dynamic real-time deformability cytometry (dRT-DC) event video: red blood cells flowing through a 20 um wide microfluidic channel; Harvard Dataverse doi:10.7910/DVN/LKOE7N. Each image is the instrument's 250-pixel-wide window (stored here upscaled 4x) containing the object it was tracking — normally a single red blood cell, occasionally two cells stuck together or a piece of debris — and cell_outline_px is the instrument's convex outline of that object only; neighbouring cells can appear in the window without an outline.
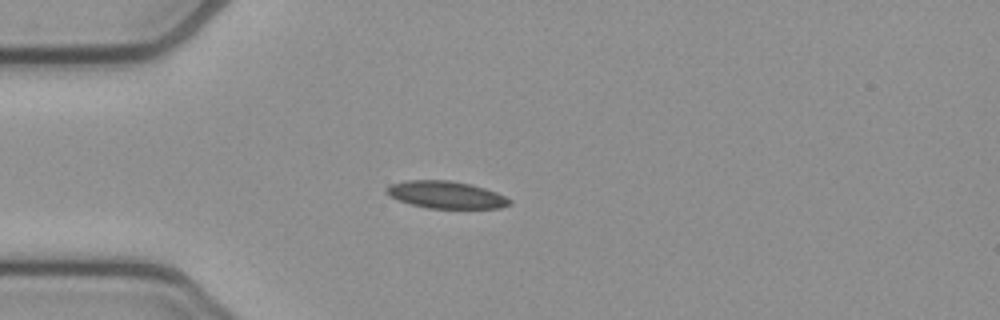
{"species": "common noctule bat (a hibernating species)", "species_latin": "Nyctalus noctula", "temperature_condition": "cold", "stored_images_in_passage": 33, "camera_frame_rate_fps": 3000, "um_per_image_px": 0.085, "animal": {"sex": "female", "body_mass_g": 21.9}, "frame": {"image": 1, "passage_image": 1, "time_ms": 0.0, "image_size_px": [1000, 320], "cell_outline_px": [[512, 204], [500, 208], [428, 208], [412, 204], [400, 200], [384, 192], [384, 188], [392, 184], [404, 180], [452, 180], [472, 184], [496, 192], [512, 200]], "centroid_in_image_um": [37.93, 16.54], "position_along_channel_um": 47.1, "area_um2": 19.54}}
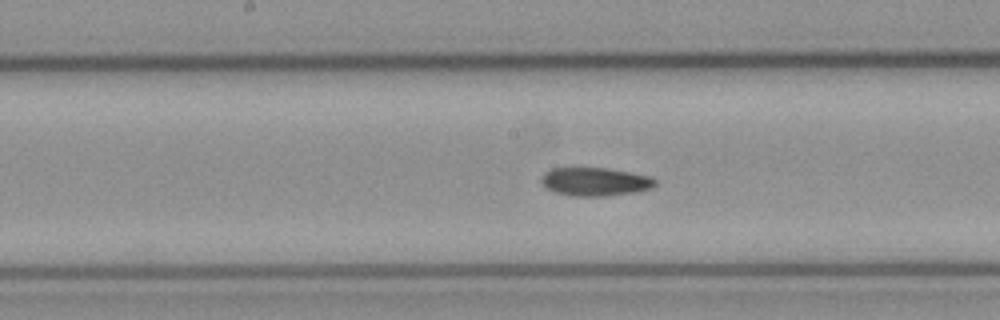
{"frame": {"image": 2, "passage_image": 14, "time_ms": 4.333, "image_size_px": [1000, 320], "cell_outline_px": [[656, 184], [652, 188], [632, 192], [604, 196], [572, 196], [556, 192], [548, 188], [540, 180], [544, 172], [552, 168], [608, 168], [632, 172], [652, 176], [656, 180]], "centroid_in_image_um": [50.61, 15.43], "position_along_channel_um": 197.6, "area_um2": 18.79}}
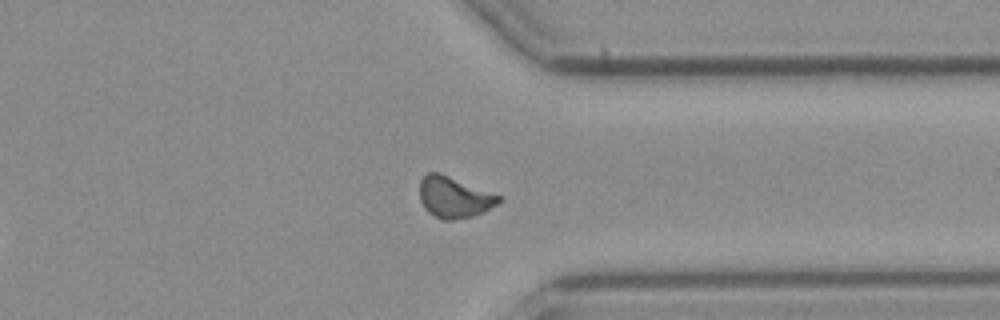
{"frame": {"image": 3, "passage_image": 28, "time_ms": 9.0, "image_size_px": [1000, 320], "cell_outline_px": [[500, 200], [496, 204], [484, 212], [472, 216], [452, 220], [440, 220], [428, 212], [424, 208], [420, 200], [420, 180], [428, 172], [440, 172], [500, 196]], "centroid_in_image_um": [38.55, 16.77], "position_along_channel_um": 372.8, "area_um2": 18.84}, "authors_computed_cell_mechanics": {"area_um2": 18.9006, "velocity_mm_per_s": 3.8055, "shape_relaxation_time_tau1_ms": 7.4321, "shape_relaxation_time_tau2_ms": null, "deformation_change_tau1": 0.1367, "deformation_change_tau2": null}}